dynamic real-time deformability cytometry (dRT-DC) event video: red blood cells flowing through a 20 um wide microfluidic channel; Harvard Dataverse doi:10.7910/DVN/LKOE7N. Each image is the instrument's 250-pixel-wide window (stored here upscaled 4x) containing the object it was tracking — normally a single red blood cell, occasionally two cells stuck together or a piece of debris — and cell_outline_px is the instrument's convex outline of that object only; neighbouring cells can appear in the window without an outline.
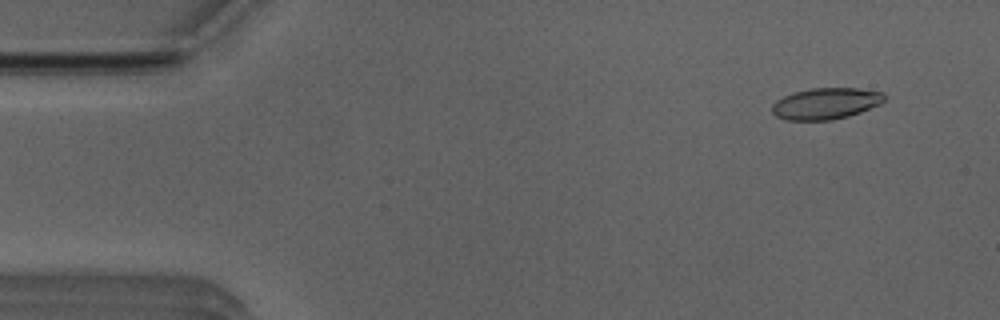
{"species": "Egyptian fruit bat (a non-hibernating species)", "species_latin": "Rousettus aegyptiacus", "temperature_condition": "room temperature", "stored_images_in_passage": 44, "camera_frame_rate_fps": 3000, "um_per_image_px": 0.085, "animal": {"sex": "male"}, "frame": {"image": 1, "passage_image": 1, "time_ms": 0.0, "image_size_px": [1000, 320], "cell_outline_px": [[884, 100], [880, 104], [860, 112], [848, 116], [832, 120], [788, 120], [776, 116], [772, 112], [772, 104], [776, 100], [792, 92], [812, 88], [860, 88], [884, 92]], "centroid_in_image_um": [70.19, 8.79], "position_along_channel_um": 14.8, "area_um2": 20.58}}
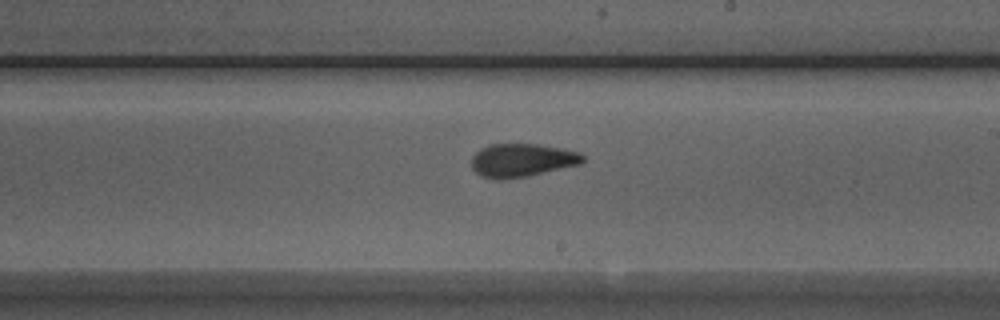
{"frame": {"image": 2, "passage_image": 26, "time_ms": 8.333, "image_size_px": [1000, 320], "cell_outline_px": [[584, 160], [580, 164], [528, 176], [504, 180], [496, 180], [480, 176], [472, 168], [472, 156], [480, 148], [488, 144], [536, 144], [560, 148], [580, 152], [584, 156]], "centroid_in_image_um": [44.33, 13.63], "position_along_channel_um": 244.7, "area_um2": 21.73}}
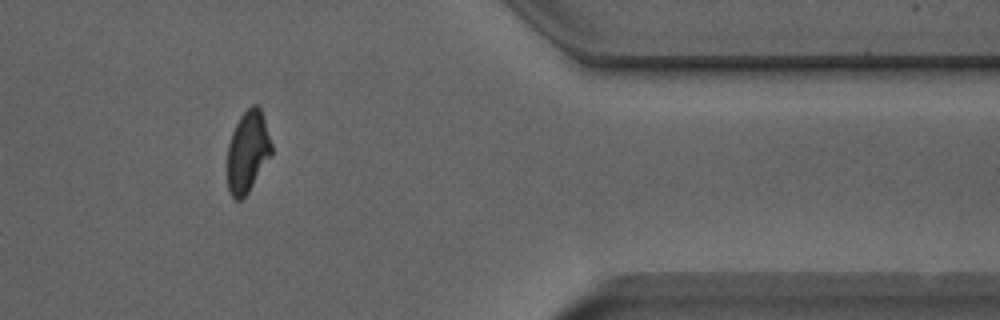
{"frame": {"image": 3, "passage_image": 39, "time_ms": 12.667, "image_size_px": [1000, 320], "cell_outline_px": [[272, 156], [248, 192], [240, 200], [236, 200], [228, 192], [228, 144], [232, 132], [240, 116], [252, 104], [256, 104], [260, 108], [272, 144]], "centroid_in_image_um": [21.06, 12.9], "position_along_channel_um": 390.3, "area_um2": 20.92}, "authors_computed_cell_mechanics": {"area_um2": 21.4438, "velocity_mm_per_s": 3.9743, "shape_relaxation_time_tau1_ms": 7.134, "shape_relaxation_time_tau2_ms": 1.632, "deformation_change_tau1": 0.183, "deformation_change_tau2": 0.0886}}